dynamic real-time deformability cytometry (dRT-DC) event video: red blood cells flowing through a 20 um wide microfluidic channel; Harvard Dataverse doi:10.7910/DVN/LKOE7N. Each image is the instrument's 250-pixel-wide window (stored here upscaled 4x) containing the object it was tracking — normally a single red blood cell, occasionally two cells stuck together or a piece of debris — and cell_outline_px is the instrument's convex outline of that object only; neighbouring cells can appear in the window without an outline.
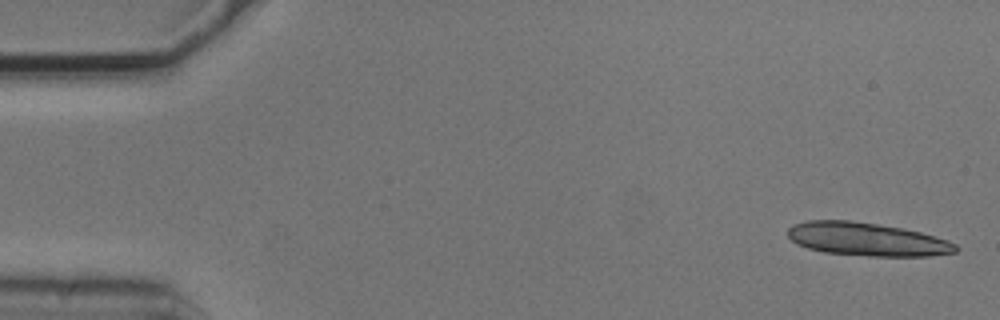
{"species": "common noctule bat (a hibernating species)", "species_latin": "Nyctalus noctula", "temperature_condition": "cold", "stored_images_in_passage": 5, "camera_frame_rate_fps": 3000, "um_per_image_px": 0.085, "animal": {"sex": "male", "body_mass_g": 20.5, "forearm_length_mm": 52.5}, "frame": {"image": 1, "passage_image": 1, "time_ms": 0.0, "image_size_px": [1000, 320], "cell_outline_px": [[960, 248], [956, 252], [928, 256], [868, 256], [824, 252], [808, 248], [796, 244], [788, 236], [788, 228], [792, 224], [808, 220], [852, 220], [904, 228], [920, 232], [948, 240], [956, 244]], "centroid_in_image_um": [73.68, 20.33], "position_along_channel_um": 11.3, "area_um2": 32.71}}